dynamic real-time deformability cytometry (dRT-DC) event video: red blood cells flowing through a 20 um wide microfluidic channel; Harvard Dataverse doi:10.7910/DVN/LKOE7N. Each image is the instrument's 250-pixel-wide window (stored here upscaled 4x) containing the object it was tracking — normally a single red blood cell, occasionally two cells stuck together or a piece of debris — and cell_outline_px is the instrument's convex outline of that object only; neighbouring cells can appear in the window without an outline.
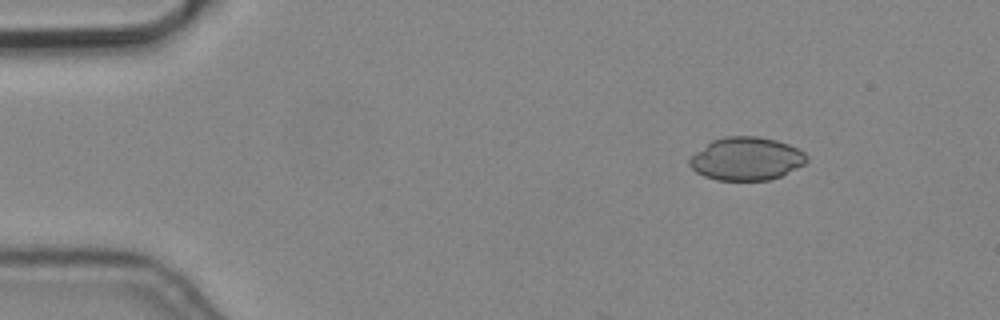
{"species": "common noctule bat (a hibernating species)", "species_latin": "Nyctalus noctula", "temperature_condition": "cold", "stored_images_in_passage": 4, "camera_frame_rate_fps": 3000, "um_per_image_px": 0.085, "animal": {"sex": "male", "body_mass_g": 19.2, "forearm_length_mm": 51.8}, "frame": {"image": 1, "passage_image": 2, "time_ms": 0.333, "image_size_px": [1000, 320], "cell_outline_px": [[808, 160], [804, 164], [780, 176], [768, 180], [716, 180], [704, 176], [696, 172], [688, 164], [688, 160], [696, 152], [712, 140], [724, 136], [756, 136], [776, 140], [788, 144], [804, 152], [808, 156]], "centroid_in_image_um": [63.43, 13.49], "position_along_channel_um": 21.6, "area_um2": 29.3}}